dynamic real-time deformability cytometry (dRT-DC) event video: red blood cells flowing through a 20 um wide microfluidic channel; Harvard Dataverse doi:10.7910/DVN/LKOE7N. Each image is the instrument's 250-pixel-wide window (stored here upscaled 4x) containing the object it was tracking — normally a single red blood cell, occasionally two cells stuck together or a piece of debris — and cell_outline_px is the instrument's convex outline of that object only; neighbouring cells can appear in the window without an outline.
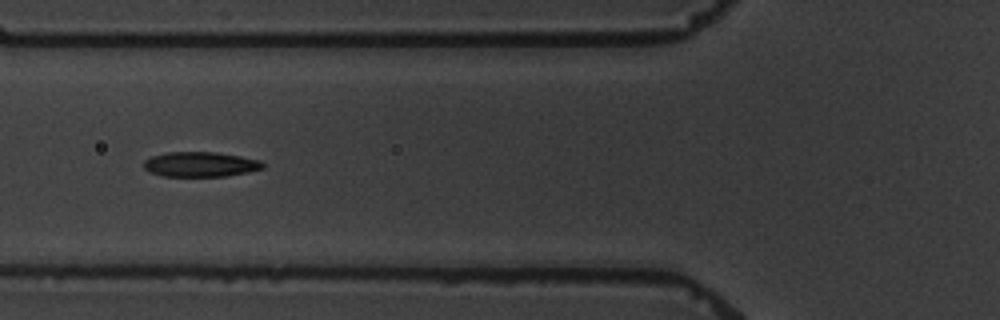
{"species": "common noctule bat (a hibernating species)", "species_latin": "Nyctalus noctula", "temperature_condition": "warm", "stored_images_in_passage": 9, "camera_frame_rate_fps": 3000, "um_per_image_px": 0.085, "animal": {"sex": "male", "body_mass_g": 19.5, "forearm_length_mm": 54.6}, "frame": {"image": 1, "passage_image": 6, "time_ms": 5.667, "image_size_px": [1000, 320], "cell_outline_px": [[264, 168], [248, 172], [224, 176], [164, 176], [148, 172], [144, 168], [144, 160], [152, 156], [168, 152], [216, 152], [240, 156], [260, 160], [264, 164]], "centroid_in_image_um": [17.02, 13.97], "position_along_channel_um": 108.8, "area_um2": 17.28}}
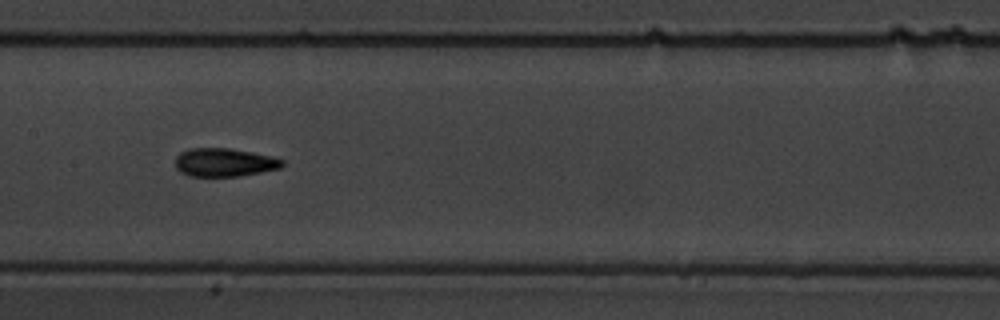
{"frame": {"image": 2, "passage_image": 8, "time_ms": 8.0, "image_size_px": [1000, 320], "cell_outline_px": [[284, 164], [280, 168], [240, 176], [188, 176], [180, 172], [176, 168], [176, 156], [180, 152], [188, 148], [228, 148], [252, 152], [272, 156], [284, 160]], "centroid_in_image_um": [19.05, 13.8], "position_along_channel_um": 188.3, "area_um2": 17.74}}
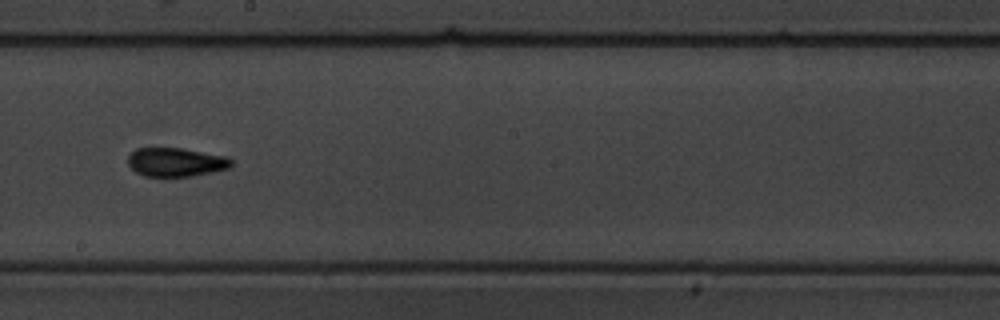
{"frame": {"image": 3, "passage_image": 9, "time_ms": 9.333, "image_size_px": [1000, 320], "cell_outline_px": [[232, 164], [228, 168], [188, 176], [144, 176], [136, 172], [128, 164], [128, 156], [136, 148], [184, 148], [228, 156], [232, 160]], "centroid_in_image_um": [14.94, 13.76], "position_along_channel_um": 233.3, "area_um2": 17.22}}